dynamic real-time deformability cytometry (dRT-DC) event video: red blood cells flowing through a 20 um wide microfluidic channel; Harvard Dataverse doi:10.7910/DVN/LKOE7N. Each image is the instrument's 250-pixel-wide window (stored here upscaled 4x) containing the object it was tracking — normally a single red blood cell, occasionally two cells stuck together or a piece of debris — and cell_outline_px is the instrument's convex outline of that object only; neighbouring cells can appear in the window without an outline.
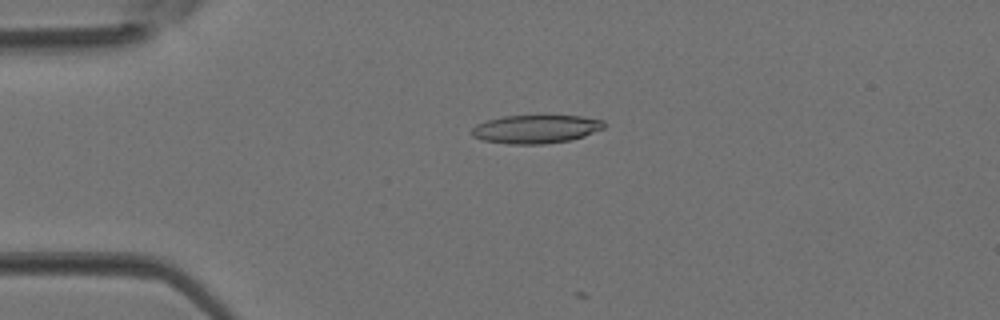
{"species": "Egyptian fruit bat (a non-hibernating species)", "species_latin": "Rousettus aegyptiacus", "temperature_condition": "room temperature", "stored_images_in_passage": 4, "camera_frame_rate_fps": 3000, "um_per_image_px": 0.085, "animal": {"sex": "female"}, "frame": {"image": 1, "passage_image": 3, "time_ms": 0.667, "image_size_px": [1000, 320], "cell_outline_px": [[604, 128], [584, 136], [568, 140], [544, 144], [508, 144], [484, 140], [472, 136], [468, 132], [476, 124], [488, 120], [504, 116], [580, 116], [604, 120]], "centroid_in_image_um": [45.51, 10.97], "position_along_channel_um": 39.5, "area_um2": 21.79}}